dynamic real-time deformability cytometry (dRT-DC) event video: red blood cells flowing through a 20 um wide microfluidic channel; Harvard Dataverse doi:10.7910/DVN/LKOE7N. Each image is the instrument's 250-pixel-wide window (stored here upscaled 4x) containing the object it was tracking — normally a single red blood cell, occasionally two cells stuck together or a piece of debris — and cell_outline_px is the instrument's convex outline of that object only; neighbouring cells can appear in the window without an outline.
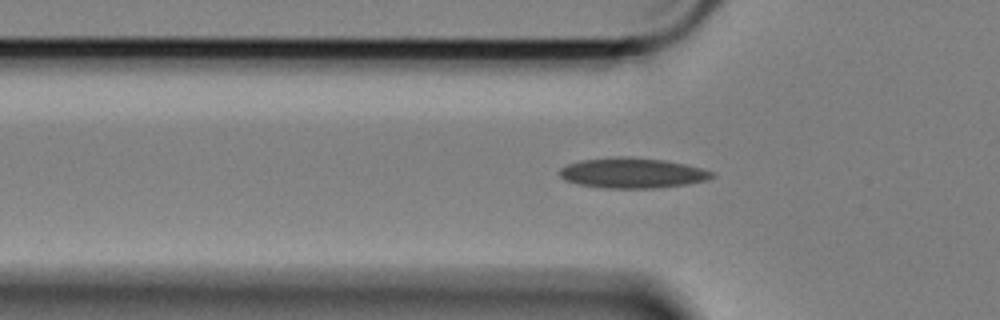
{"species": "Egyptian fruit bat (a non-hibernating species)", "species_latin": "Rousettus aegyptiacus", "temperature_condition": "cold", "stored_images_in_passage": 38, "camera_frame_rate_fps": 3000, "um_per_image_px": 0.085, "animal": {"sex": "female"}, "frame": {"image": 1, "passage_image": 7, "time_ms": 2.0, "image_size_px": [1000, 320], "cell_outline_px": [[716, 176], [704, 180], [684, 184], [656, 188], [608, 188], [580, 184], [564, 180], [560, 176], [560, 168], [568, 164], [580, 160], [620, 156], [628, 156], [664, 160], [684, 164], [716, 172]], "centroid_in_image_um": [53.74, 14.69], "position_along_channel_um": 72.1, "area_um2": 26.7}}
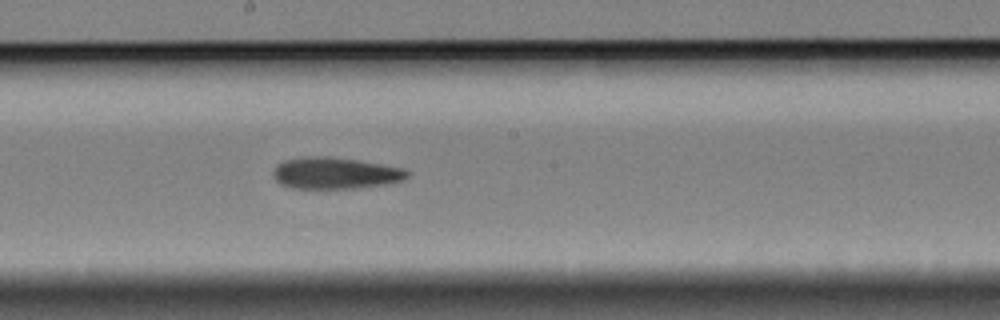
{"frame": {"image": 2, "passage_image": 20, "time_ms": 6.333, "image_size_px": [1000, 320], "cell_outline_px": [[408, 176], [404, 180], [384, 184], [360, 188], [292, 188], [280, 184], [272, 176], [272, 172], [276, 164], [284, 160], [304, 156], [328, 156], [356, 160], [404, 168], [408, 172]], "centroid_in_image_um": [28.44, 14.71], "position_along_channel_um": 219.8, "area_um2": 24.74}}
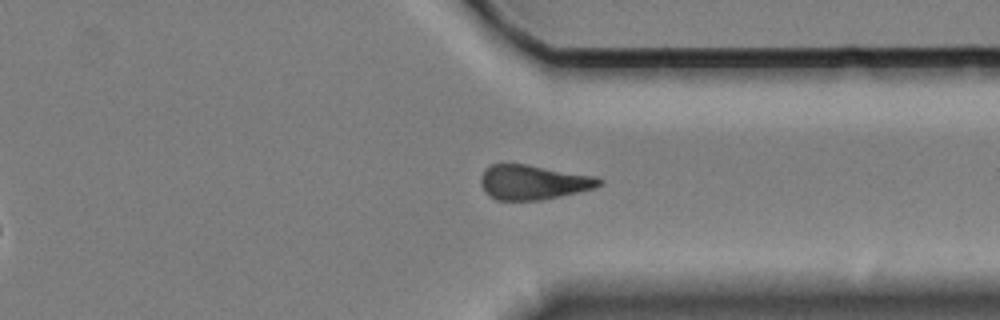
{"frame": {"image": 3, "passage_image": 33, "time_ms": 10.667, "image_size_px": [1000, 320], "cell_outline_px": [[604, 184], [596, 188], [560, 196], [540, 200], [496, 200], [480, 184], [480, 176], [484, 168], [492, 164], [524, 164], [596, 176], [604, 180]], "centroid_in_image_um": [45.36, 15.48], "position_along_channel_um": 366.0, "area_um2": 23.87}, "authors_computed_cell_mechanics": {"area_um2": 24.5361, "velocity_mm_per_s": 3.3899, "shape_relaxation_time_tau1_ms": 11.2697, "shape_relaxation_time_tau2_ms": null, "deformation_change_tau1": 0.1651, "deformation_change_tau2": null}}